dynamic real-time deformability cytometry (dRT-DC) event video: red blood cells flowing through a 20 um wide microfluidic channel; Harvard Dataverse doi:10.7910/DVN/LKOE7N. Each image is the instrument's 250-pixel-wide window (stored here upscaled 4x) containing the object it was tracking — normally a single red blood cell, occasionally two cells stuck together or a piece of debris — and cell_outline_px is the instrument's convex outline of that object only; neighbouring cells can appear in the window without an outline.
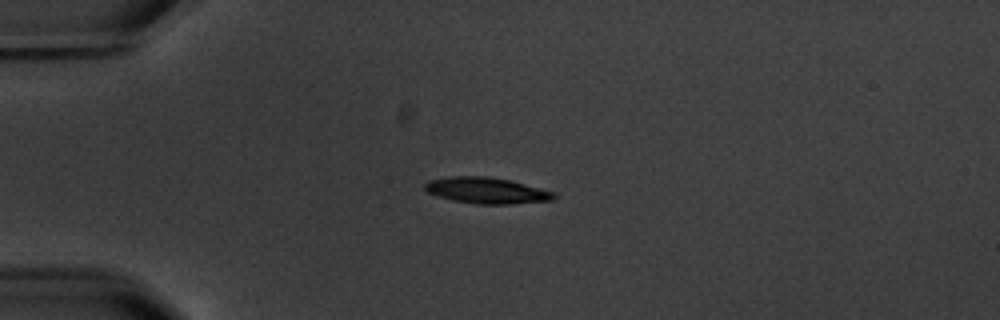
{"species": "common noctule bat (a hibernating species)", "species_latin": "Nyctalus noctula", "temperature_condition": "warm", "stored_images_in_passage": 4, "camera_frame_rate_fps": 3000, "um_per_image_px": 0.085, "animal": {"sex": "male", "body_mass_g": 20.1, "forearm_length_mm": 53.5}, "frame": {"image": 1, "passage_image": 3, "time_ms": 3.333, "image_size_px": [1000, 320], "cell_outline_px": [[556, 196], [552, 200], [512, 204], [476, 204], [452, 200], [428, 192], [424, 188], [424, 184], [428, 180], [452, 176], [488, 176], [512, 180], [556, 192]], "centroid_in_image_um": [41.39, 16.18], "position_along_channel_um": 43.6, "area_um2": 19.77}}